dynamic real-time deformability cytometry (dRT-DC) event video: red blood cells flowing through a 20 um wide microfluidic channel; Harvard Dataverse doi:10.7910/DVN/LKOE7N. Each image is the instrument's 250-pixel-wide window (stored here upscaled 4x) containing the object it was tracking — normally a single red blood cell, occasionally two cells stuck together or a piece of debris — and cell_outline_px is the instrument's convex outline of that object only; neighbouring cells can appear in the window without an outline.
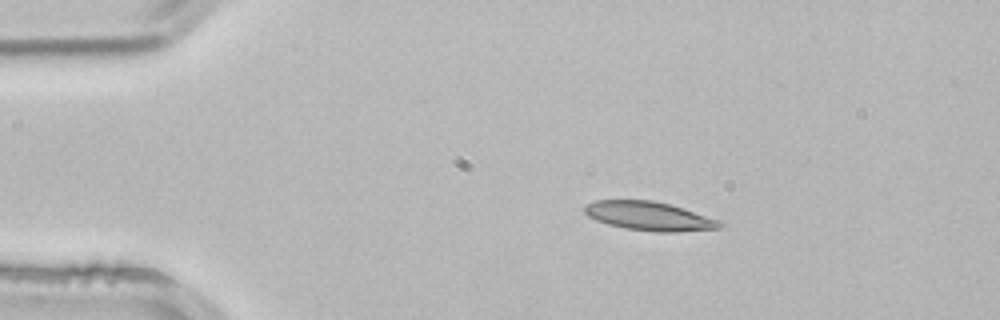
{"species": "common noctule bat (a hibernating species)", "species_latin": "Nyctalus noctula", "temperature_condition": "room temperature", "stored_images_in_passage": 3, "segment_of_instrument_passage": [1, 2], "camera_frame_rate_fps": 3000, "um_per_image_px": 0.085, "animal": {"sex": "male", "body_mass_g": 21.5, "forearm_length_mm": 52.0}, "frame": {"image": 1, "passage_image": 1, "time_ms": 0.0, "image_size_px": [1000, 320], "cell_outline_px": [[728, 224], [720, 228], [676, 232], [656, 232], [624, 228], [608, 224], [596, 220], [588, 216], [584, 212], [584, 204], [596, 200], [652, 200], [668, 204], [724, 220]], "centroid_in_image_um": [55.24, 18.37], "position_along_channel_um": 29.8, "area_um2": 23.06}}